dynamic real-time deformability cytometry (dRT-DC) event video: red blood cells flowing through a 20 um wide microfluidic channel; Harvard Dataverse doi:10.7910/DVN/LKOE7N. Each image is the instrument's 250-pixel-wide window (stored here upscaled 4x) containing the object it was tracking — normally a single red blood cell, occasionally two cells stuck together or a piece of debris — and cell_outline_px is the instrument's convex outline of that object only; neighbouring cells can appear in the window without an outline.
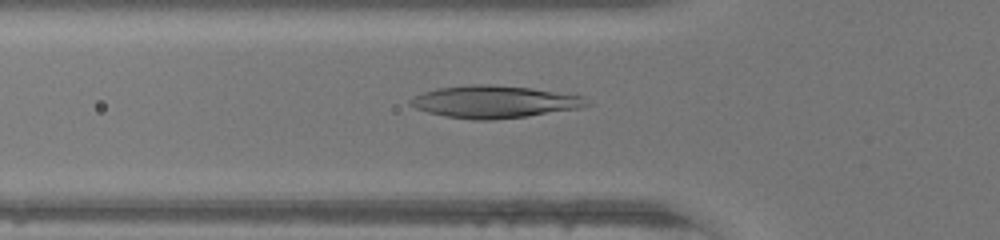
{"species": "human", "species_latin": "Homo sapiens", "temperature_condition": "warm", "stored_images_in_passage": 45, "camera_frame_rate_fps": 3000, "um_per_image_px": 0.085, "donor": {"sex": "female"}, "frame": {"image": 1, "passage_image": 15, "time_ms": 4.667, "image_size_px": [1000, 240], "cell_outline_px": [[592, 104], [580, 108], [528, 116], [492, 120], [472, 120], [444, 116], [428, 112], [416, 108], [408, 104], [408, 100], [424, 92], [436, 88], [472, 84], [488, 84], [576, 92], [584, 96]], "centroid_in_image_um": [42.12, 8.64], "position_along_channel_um": 83.7, "area_um2": 33.87}}
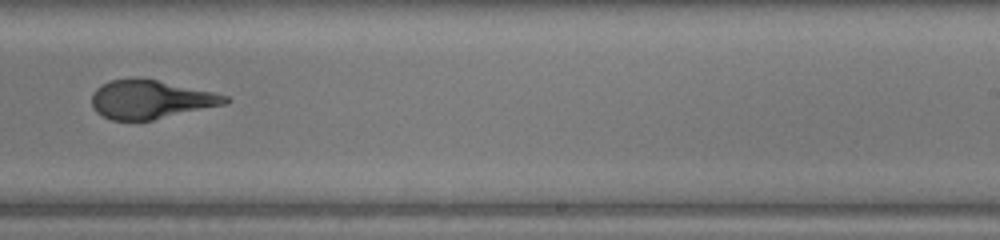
{"frame": {"image": 2, "passage_image": 28, "time_ms": 9.0, "image_size_px": [1000, 240], "cell_outline_px": [[232, 100], [228, 104], [152, 120], [112, 120], [96, 112], [92, 108], [92, 92], [100, 84], [112, 80], [136, 76], [140, 76], [212, 92], [228, 96]], "centroid_in_image_um": [12.79, 8.43], "position_along_channel_um": 276.2, "area_um2": 30.4}}
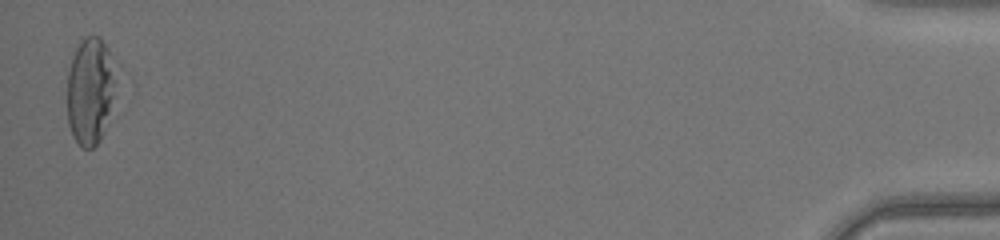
{"frame": {"image": 3, "passage_image": 45, "time_ms": 14.667, "image_size_px": [1000, 240], "cell_outline_px": [[112, 96], [104, 132], [100, 140], [92, 148], [84, 148], [72, 136], [68, 124], [68, 72], [72, 56], [80, 40], [84, 36], [100, 36], [108, 48], [112, 80]], "centroid_in_image_um": [7.59, 7.72], "position_along_channel_um": 427.6, "area_um2": 29.3}, "authors_computed_cell_mechanics": {"area_um2": 31.5588, "velocity_mm_per_s": 4.4414, "shape_relaxation_time_tau1_ms": 6.8309, "shape_relaxation_time_tau2_ms": 1.0667, "deformation_change_tau1": 0.2765, "deformation_change_tau2": 0.0776}}